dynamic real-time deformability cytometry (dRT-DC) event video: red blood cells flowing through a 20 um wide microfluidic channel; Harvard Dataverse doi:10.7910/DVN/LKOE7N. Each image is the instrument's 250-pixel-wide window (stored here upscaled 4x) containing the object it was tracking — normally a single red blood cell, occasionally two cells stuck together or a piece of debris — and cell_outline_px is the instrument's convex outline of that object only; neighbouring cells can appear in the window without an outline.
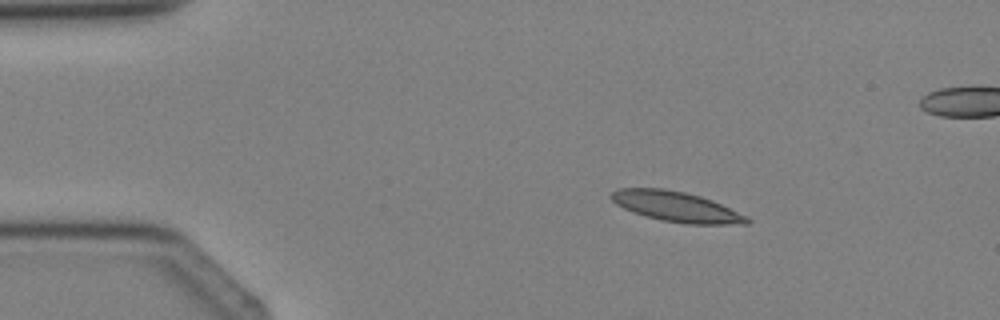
{"species": "Egyptian fruit bat (a non-hibernating species)", "species_latin": "Rousettus aegyptiacus", "temperature_condition": "cold", "stored_images_in_passage": 4, "camera_frame_rate_fps": 3000, "um_per_image_px": 0.085, "animal": {"sex": "female"}, "frame": {"image": 1, "passage_image": 2, "time_ms": 1.0, "image_size_px": [1000, 320], "cell_outline_px": [[752, 220], [748, 224], [688, 224], [660, 220], [644, 216], [632, 212], [616, 204], [612, 200], [612, 192], [620, 188], [664, 188], [684, 192], [700, 196], [712, 200], [748, 216]], "centroid_in_image_um": [57.51, 17.57], "position_along_channel_um": 27.5, "area_um2": 23.87}}